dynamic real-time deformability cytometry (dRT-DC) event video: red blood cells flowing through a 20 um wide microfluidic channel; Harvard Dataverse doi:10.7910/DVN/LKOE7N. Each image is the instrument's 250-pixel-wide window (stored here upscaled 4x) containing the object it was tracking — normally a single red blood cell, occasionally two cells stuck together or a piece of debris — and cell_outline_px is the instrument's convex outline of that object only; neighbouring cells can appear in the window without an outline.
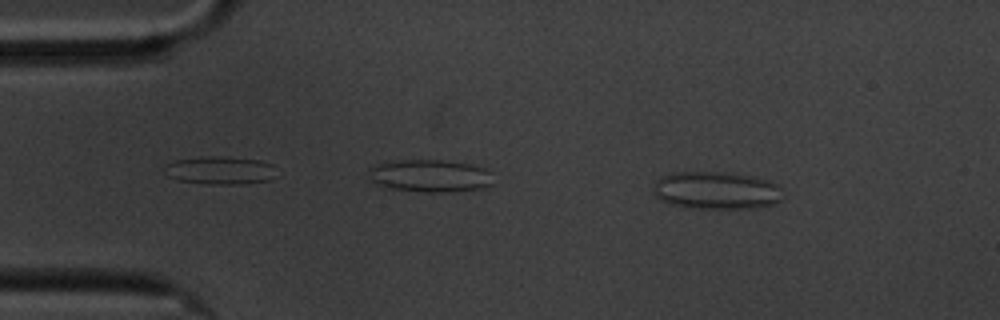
{"species": "common noctule bat (a hibernating species)", "species_latin": "Nyctalus noctula", "temperature_condition": "cold", "stored_images_in_passage": 6, "camera_frame_rate_fps": 3000, "um_per_image_px": 0.085, "animal": {"sex": "male", "body_mass_g": 20.1, "forearm_length_mm": 53.5}, "frame": {"image": 1, "passage_image": 2, "time_ms": 1.333, "image_size_px": [1000, 320], "cell_outline_px": [[784, 196], [776, 204], [756, 208], [688, 208], [668, 204], [660, 200], [652, 192], [652, 184], [660, 176], [672, 172], [724, 172], [756, 176], [772, 180], [780, 184], [784, 188]], "centroid_in_image_um": [60.93, 16.18], "position_along_channel_um": 24.1, "area_um2": 29.48}}
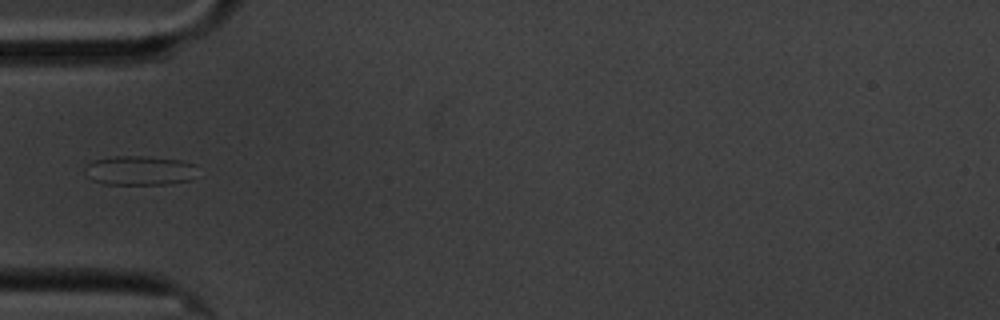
{"frame": {"image": 2, "passage_image": 5, "time_ms": 4.667, "image_size_px": [1000, 320], "cell_outline_px": [[196, 164], [192, 180], [172, 184], [104, 184], [92, 180], [84, 172], [84, 168], [88, 164], [96, 160], [116, 156], [148, 156], [180, 160]], "centroid_in_image_um": [11.88, 14.5], "position_along_channel_um": 73.1, "area_um2": 19.31}}
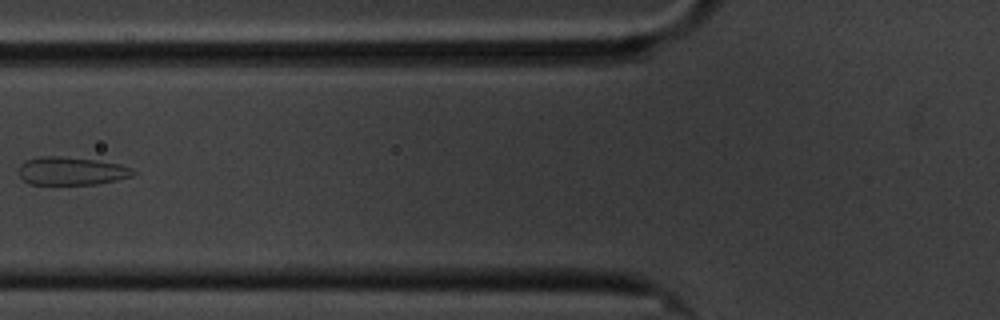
{"frame": {"image": 3, "passage_image": 6, "time_ms": 6.0, "image_size_px": [1000, 320], "cell_outline_px": [[136, 172], [132, 176], [116, 180], [96, 184], [32, 184], [24, 180], [16, 172], [16, 168], [20, 164], [28, 160], [40, 156], [60, 156], [96, 160], [120, 164], [132, 168]], "centroid_in_image_um": [6.04, 14.53], "position_along_channel_um": 119.8, "area_um2": 18.79}}